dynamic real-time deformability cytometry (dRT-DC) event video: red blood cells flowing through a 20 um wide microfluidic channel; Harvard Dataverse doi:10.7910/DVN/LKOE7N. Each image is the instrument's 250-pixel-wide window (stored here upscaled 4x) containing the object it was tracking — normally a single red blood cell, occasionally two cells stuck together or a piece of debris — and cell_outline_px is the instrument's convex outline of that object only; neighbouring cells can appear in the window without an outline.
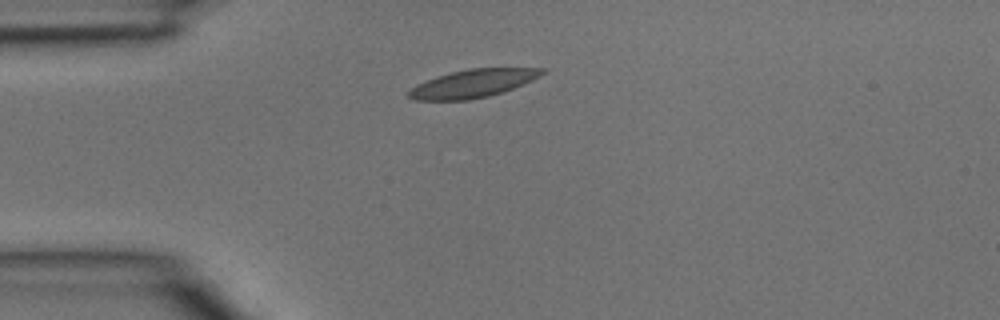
{"species": "common noctule bat (a hibernating species)", "species_latin": "Nyctalus noctula", "temperature_condition": "room temperature", "stored_images_in_passage": 2, "camera_frame_rate_fps": 3000, "um_per_image_px": 0.085, "animal": {"sex": "male", "body_mass_g": 15.6}, "frame": {"image": 1, "passage_image": 1, "time_ms": 0.0, "image_size_px": [1000, 320], "cell_outline_px": [[548, 68], [540, 76], [524, 84], [488, 96], [468, 100], [416, 100], [408, 96], [408, 92], [416, 84], [436, 76], [468, 68]], "centroid_in_image_um": [40.19, 7.09], "position_along_channel_um": 44.8, "area_um2": 21.62}}